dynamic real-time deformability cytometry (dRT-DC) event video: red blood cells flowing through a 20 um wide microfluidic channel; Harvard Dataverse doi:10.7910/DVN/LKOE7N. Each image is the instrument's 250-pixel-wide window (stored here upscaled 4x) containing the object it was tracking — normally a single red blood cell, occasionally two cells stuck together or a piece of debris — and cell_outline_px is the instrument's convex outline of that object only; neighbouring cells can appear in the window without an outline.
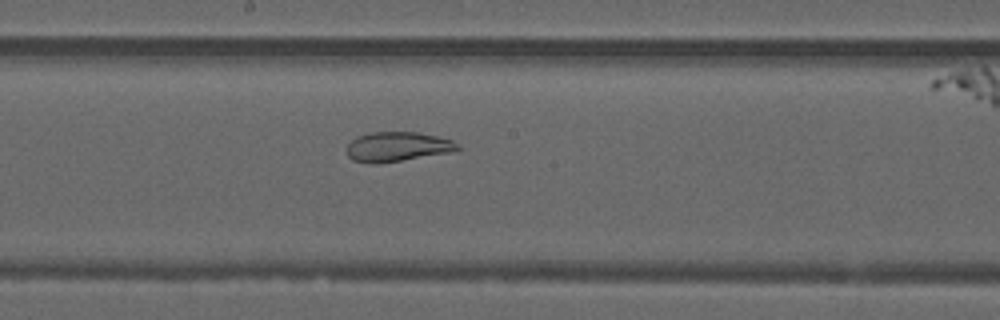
{"species": "common noctule bat (a hibernating species)", "species_latin": "Nyctalus noctula", "temperature_condition": "warm", "stored_images_in_passage": 51, "camera_frame_rate_fps": 3000, "um_per_image_px": 0.085, "animal": {"sex": "male", "forearm_length_mm": 52.5}, "frame": {"image": 1, "passage_image": 27, "time_ms": 8.667, "image_size_px": [1000, 320], "cell_outline_px": [[460, 148], [452, 152], [376, 164], [372, 164], [352, 160], [348, 156], [348, 144], [356, 136], [372, 132], [420, 132], [452, 140], [460, 144]], "centroid_in_image_um": [33.78, 12.47], "position_along_channel_um": 214.4, "area_um2": 19.13}}
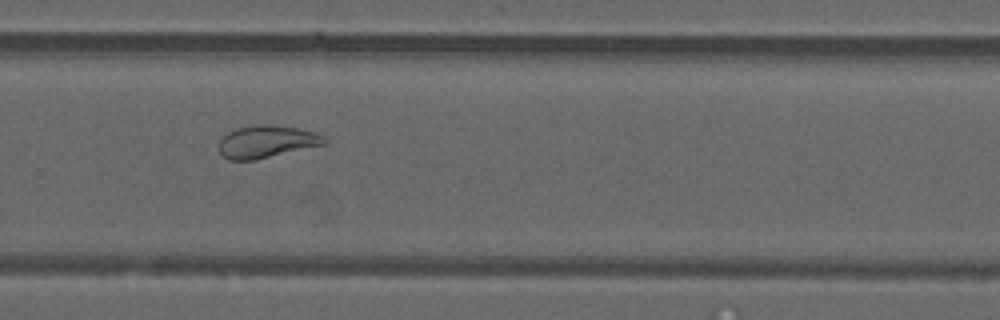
{"frame": {"image": 2, "passage_image": 34, "time_ms": 11.0, "image_size_px": [1000, 320], "cell_outline_px": [[328, 140], [324, 144], [256, 160], [228, 160], [220, 152], [220, 140], [228, 132], [236, 128], [300, 128], [312, 132]], "centroid_in_image_um": [22.63, 12.11], "position_along_channel_um": 307.2, "area_um2": 18.61}}
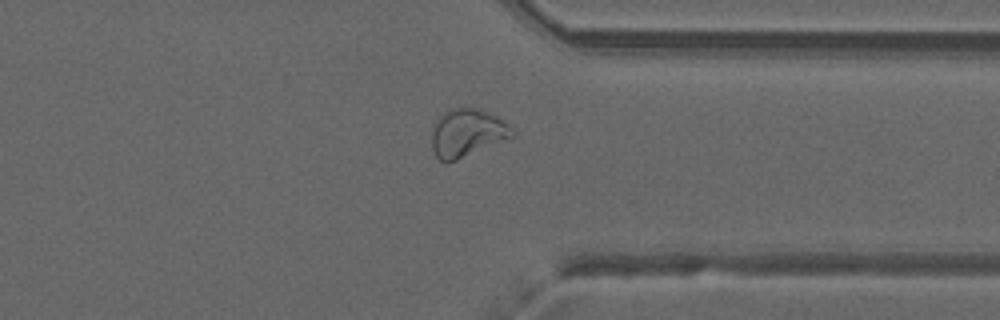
{"frame": {"image": 3, "passage_image": 39, "time_ms": 12.667, "image_size_px": [1000, 320], "cell_outline_px": [[516, 136], [456, 160], [440, 160], [436, 156], [432, 148], [432, 132], [436, 120], [448, 108], [476, 108], [488, 112], [500, 120], [516, 132]], "centroid_in_image_um": [39.7, 11.29], "position_along_channel_um": 371.7, "area_um2": 22.08}, "authors_computed_cell_mechanics": {"area_um2": 25.5476, "velocity_mm_per_s": 3.998, "shape_relaxation_time_tau1_ms": null, "shape_relaxation_time_tau2_ms": 1.7913, "deformation_change_tau1": null, "deformation_change_tau2": 0.0804}}